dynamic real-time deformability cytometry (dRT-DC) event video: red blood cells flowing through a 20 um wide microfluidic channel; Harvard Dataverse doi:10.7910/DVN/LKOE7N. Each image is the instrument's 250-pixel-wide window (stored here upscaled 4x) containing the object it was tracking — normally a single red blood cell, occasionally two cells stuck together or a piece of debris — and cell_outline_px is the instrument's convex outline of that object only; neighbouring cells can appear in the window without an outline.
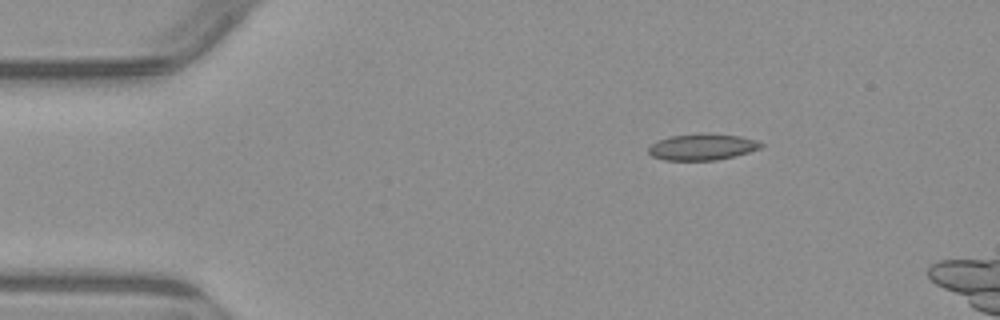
{"species": "common noctule bat (a hibernating species)", "species_latin": "Nyctalus noctula", "temperature_condition": "warm", "stored_images_in_passage": 3, "camera_frame_rate_fps": 3000, "um_per_image_px": 0.085, "animal": {"sex": "male", "body_mass_g": 23.1, "forearm_length_mm": 52.7}, "frame": {"image": 1, "passage_image": 1, "time_ms": 0.0, "image_size_px": [1000, 320], "cell_outline_px": [[764, 144], [760, 148], [736, 156], [716, 160], [664, 160], [652, 156], [648, 152], [648, 148], [652, 144], [668, 136], [708, 132], [740, 136], [756, 140]], "centroid_in_image_um": [59.7, 12.48], "position_along_channel_um": 25.3, "area_um2": 17.4}}
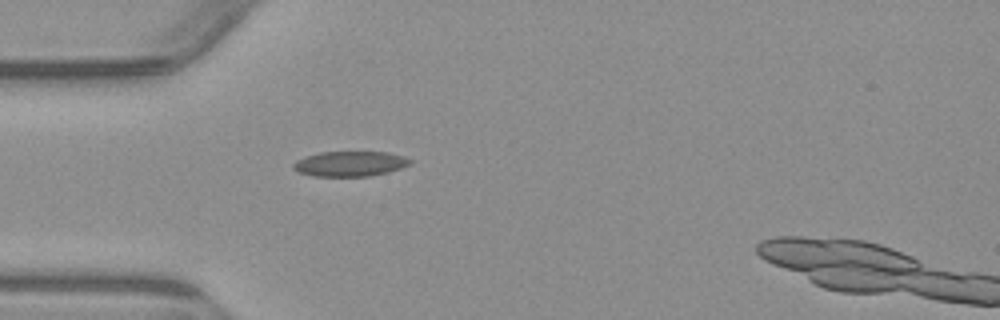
{"frame": {"image": 2, "passage_image": 2, "time_ms": 2.333, "image_size_px": [1000, 320], "cell_outline_px": [[412, 164], [388, 172], [368, 176], [312, 176], [300, 172], [292, 168], [292, 164], [296, 160], [304, 156], [320, 152], [384, 152], [404, 156], [412, 160]], "centroid_in_image_um": [29.73, 13.92], "position_along_channel_um": 55.3, "area_um2": 17.11}}